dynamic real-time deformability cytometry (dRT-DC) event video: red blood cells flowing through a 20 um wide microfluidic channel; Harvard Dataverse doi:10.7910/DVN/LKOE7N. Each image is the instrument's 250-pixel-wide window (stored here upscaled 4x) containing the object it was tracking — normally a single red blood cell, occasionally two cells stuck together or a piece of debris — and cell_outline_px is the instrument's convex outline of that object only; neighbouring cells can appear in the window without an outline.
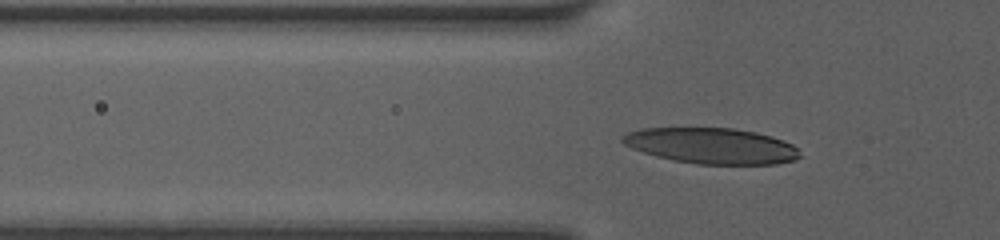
{"species": "human", "species_latin": "Homo sapiens", "temperature_condition": "room temperature", "stored_images_in_passage": 44, "camera_frame_rate_fps": 3000, "um_per_image_px": 0.085, "donor": {"sex": "female"}, "frame": {"image": 1, "passage_image": 16, "time_ms": 3.333, "image_size_px": [1000, 240], "cell_outline_px": [[800, 156], [796, 160], [776, 164], [696, 164], [672, 160], [656, 156], [632, 148], [624, 144], [620, 140], [620, 136], [628, 132], [644, 128], [732, 128], [756, 132], [772, 136], [792, 144], [796, 148]], "centroid_in_image_um": [60.47, 12.39], "position_along_channel_um": 65.3, "area_um2": 36.99}}
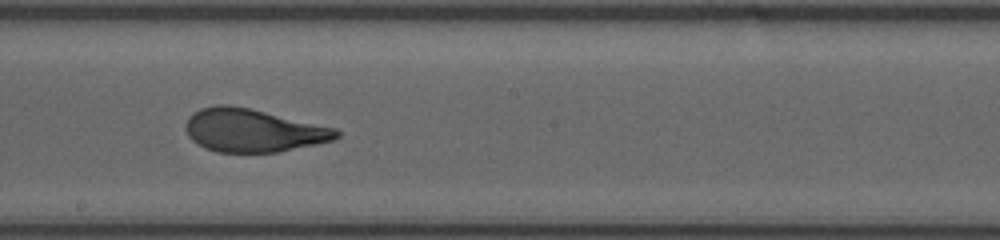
{"frame": {"image": 2, "passage_image": 31, "time_ms": 7.333, "image_size_px": [1000, 240], "cell_outline_px": [[340, 136], [336, 140], [276, 152], [216, 152], [204, 148], [196, 144], [188, 136], [184, 124], [188, 116], [192, 112], [200, 108], [216, 104], [228, 104], [248, 108], [336, 128], [340, 132]], "centroid_in_image_um": [21.46, 11.08], "position_along_channel_um": 226.7, "area_um2": 37.97}}
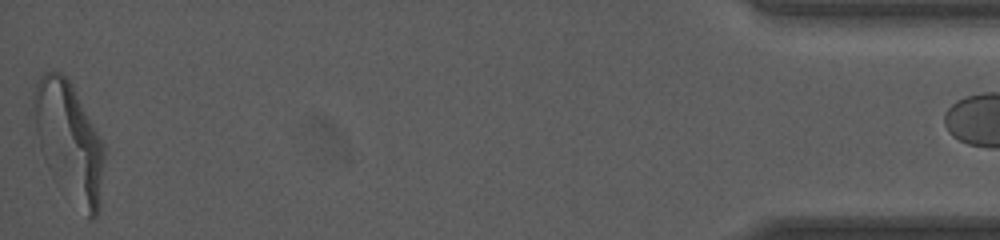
{"frame": {"image": 3, "passage_image": 43, "time_ms": 14.333, "image_size_px": [1000, 240], "cell_outline_px": [[104, 160], [100, 204], [96, 216], [92, 220], [88, 220], [40, 148], [36, 132], [32, 100], [36, 84], [44, 68], [60, 72], [72, 84], [104, 144]], "centroid_in_image_um": [5.9, 11.87], "position_along_channel_um": 429.3, "area_um2": 46.93}}